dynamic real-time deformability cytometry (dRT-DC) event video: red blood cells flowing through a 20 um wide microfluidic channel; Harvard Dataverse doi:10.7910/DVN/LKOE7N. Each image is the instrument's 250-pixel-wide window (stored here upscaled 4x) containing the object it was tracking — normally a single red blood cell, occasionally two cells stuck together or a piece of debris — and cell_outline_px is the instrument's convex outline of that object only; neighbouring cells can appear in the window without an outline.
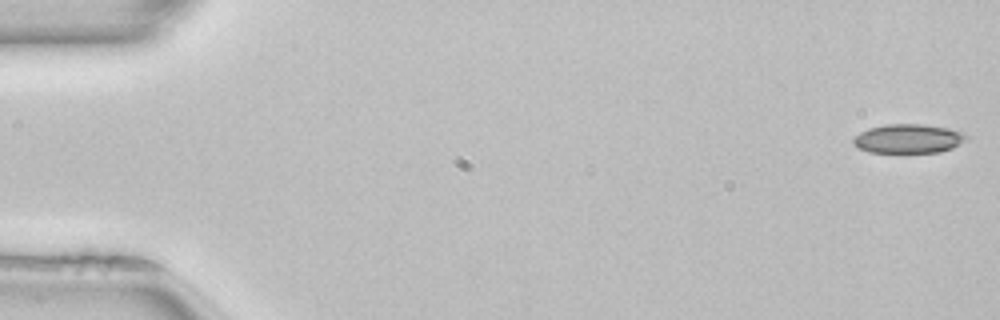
{"species": "common noctule bat (a hibernating species)", "species_latin": "Nyctalus noctula", "temperature_condition": "room temperature", "stored_images_in_passage": 15, "camera_frame_rate_fps": 3000, "um_per_image_px": 0.085, "animal": {"sex": "female", "body_mass_g": 22.7, "forearm_length_mm": 54.2}, "frame": {"image": 1, "passage_image": 1, "time_ms": 0.0, "image_size_px": [1000, 320], "cell_outline_px": [[968, 140], [952, 148], [940, 152], [868, 152], [852, 144], [852, 140], [860, 132], [868, 128], [884, 124], [924, 124], [948, 128], [964, 132], [968, 136]], "centroid_in_image_um": [77.23, 11.78], "position_along_channel_um": 7.8, "area_um2": 19.31}}
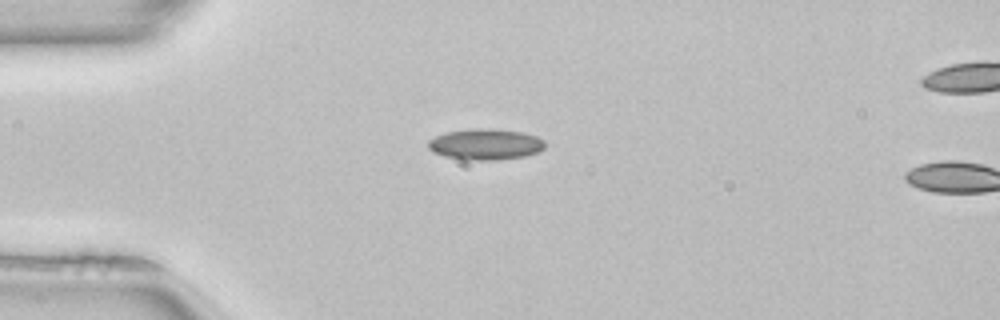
{"frame": {"image": 2, "passage_image": 13, "time_ms": 4.0, "image_size_px": [1000, 320], "cell_outline_px": [[544, 148], [540, 152], [524, 156], [496, 160], [464, 160], [444, 156], [432, 152], [428, 148], [428, 140], [436, 136], [448, 132], [472, 128], [488, 128], [520, 132], [536, 136], [544, 140]], "centroid_in_image_um": [41.25, 12.27], "position_along_channel_um": 43.8, "area_um2": 21.15}}